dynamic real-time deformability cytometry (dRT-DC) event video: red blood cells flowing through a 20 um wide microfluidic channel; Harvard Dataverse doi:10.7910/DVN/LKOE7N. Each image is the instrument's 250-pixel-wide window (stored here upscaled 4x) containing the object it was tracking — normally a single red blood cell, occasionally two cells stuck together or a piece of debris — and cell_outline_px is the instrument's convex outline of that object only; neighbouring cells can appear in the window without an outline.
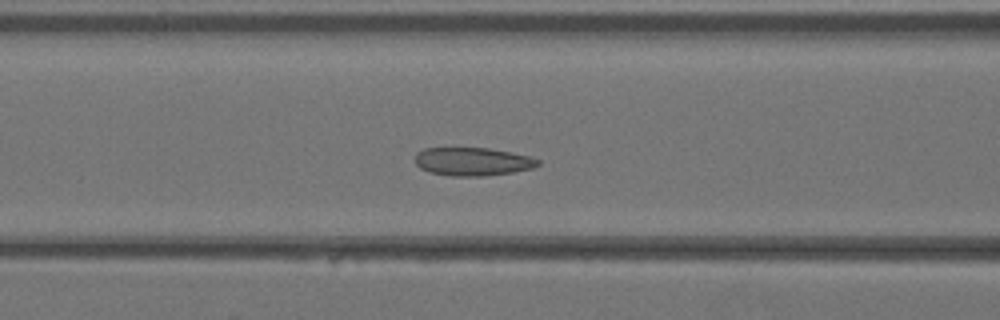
{"species": "Egyptian fruit bat (a non-hibernating species)", "species_latin": "Rousettus aegyptiacus", "temperature_condition": "warm", "stored_images_in_passage": 21, "camera_frame_rate_fps": 3000, "um_per_image_px": 0.085, "animal": {"sex": "female"}, "frame": {"image": 1, "passage_image": 12, "time_ms": 3.667, "image_size_px": [1000, 320], "cell_outline_px": [[540, 164], [532, 168], [512, 172], [484, 176], [452, 176], [432, 172], [420, 168], [416, 164], [416, 152], [424, 148], [488, 148], [512, 152], [532, 156], [540, 160]], "centroid_in_image_um": [40.2, 13.72], "position_along_channel_um": 126.4, "area_um2": 20.23}}